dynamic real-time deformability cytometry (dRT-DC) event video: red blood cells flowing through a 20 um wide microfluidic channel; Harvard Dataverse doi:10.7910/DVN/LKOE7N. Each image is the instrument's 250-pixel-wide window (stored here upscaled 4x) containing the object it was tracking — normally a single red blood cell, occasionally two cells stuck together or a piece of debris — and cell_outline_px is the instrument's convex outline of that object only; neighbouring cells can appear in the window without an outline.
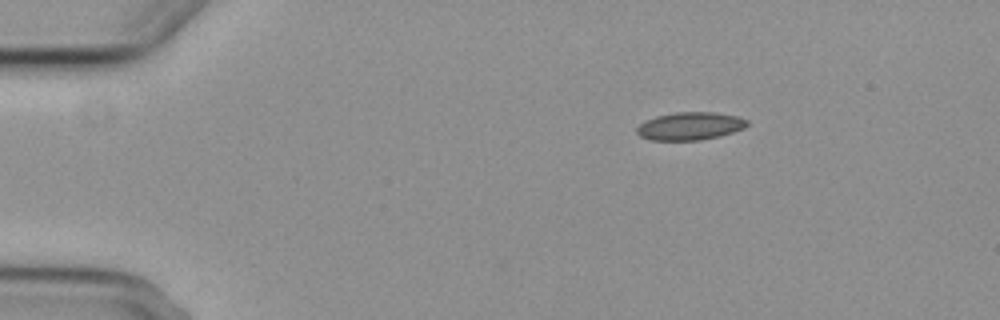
{"species": "common noctule bat (a hibernating species)", "species_latin": "Nyctalus noctula", "temperature_condition": "cold", "stored_images_in_passage": 3, "camera_frame_rate_fps": 3000, "um_per_image_px": 0.085, "animal": {"sex": "female", "body_mass_g": 29.2, "forearm_length_mm": 56.3}, "frame": {"image": 1, "passage_image": 1, "time_ms": 0.0, "image_size_px": [1000, 320], "cell_outline_px": [[748, 124], [744, 128], [720, 136], [700, 140], [648, 140], [640, 136], [636, 132], [636, 128], [640, 124], [656, 116], [676, 112], [716, 112], [740, 116], [748, 120]], "centroid_in_image_um": [58.67, 10.71], "position_along_channel_um": 26.3, "area_um2": 17.98}}
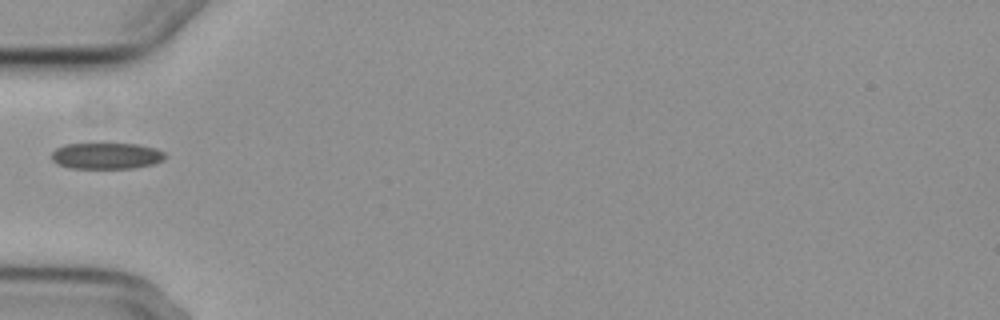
{"frame": {"image": 2, "passage_image": 3, "time_ms": 3.333, "image_size_px": [1000, 320], "cell_outline_px": [[168, 156], [164, 160], [156, 164], [132, 168], [68, 168], [56, 164], [52, 160], [52, 152], [56, 148], [64, 144], [136, 144], [156, 148], [164, 152]], "centroid_in_image_um": [9.07, 13.25], "position_along_channel_um": 75.9, "area_um2": 17.57}}